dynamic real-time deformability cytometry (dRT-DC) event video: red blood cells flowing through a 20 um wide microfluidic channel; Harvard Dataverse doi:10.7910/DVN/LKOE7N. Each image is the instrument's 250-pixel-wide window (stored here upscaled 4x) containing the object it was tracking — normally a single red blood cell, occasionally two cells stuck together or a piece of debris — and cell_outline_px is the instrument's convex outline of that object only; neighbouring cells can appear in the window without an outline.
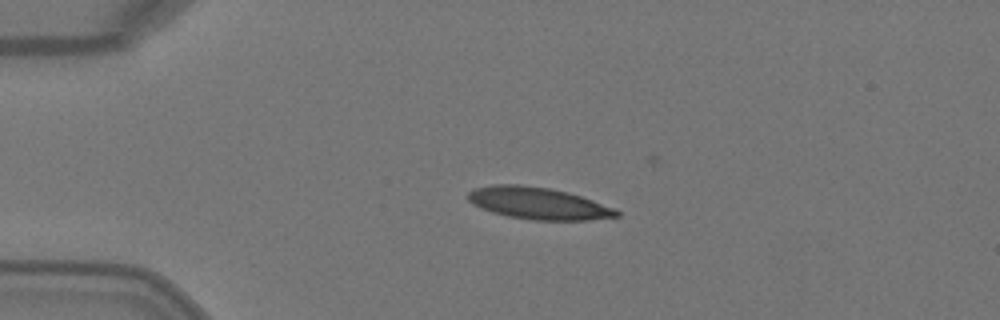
{"species": "Egyptian fruit bat (a non-hibernating species)", "species_latin": "Rousettus aegyptiacus", "temperature_condition": "warm", "stored_images_in_passage": 3, "camera_frame_rate_fps": 3000, "um_per_image_px": 0.085, "animal": {"sex": "female"}, "frame": {"image": 1, "passage_image": 1, "time_ms": 0.0, "image_size_px": [1000, 320], "cell_outline_px": [[620, 216], [588, 220], [532, 220], [508, 216], [492, 212], [472, 204], [468, 200], [468, 192], [472, 188], [492, 184], [520, 184], [552, 188], [568, 192], [616, 208], [620, 212]], "centroid_in_image_um": [45.74, 17.27], "position_along_channel_um": 39.3, "area_um2": 27.86}}
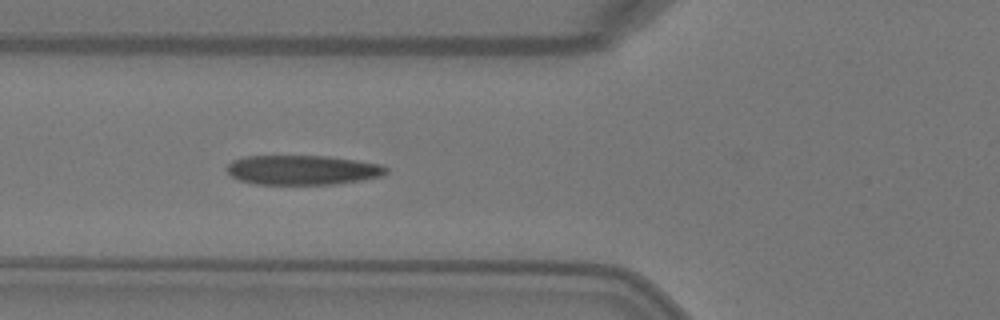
{"frame": {"image": 2, "passage_image": 3, "time_ms": 0.667, "image_size_px": [1000, 320], "cell_outline_px": [[388, 172], [384, 176], [336, 184], [256, 184], [240, 180], [232, 176], [224, 168], [232, 160], [244, 156], [328, 156], [356, 160], [380, 164], [388, 168]], "centroid_in_image_um": [25.72, 14.44], "position_along_channel_um": 100.1, "area_um2": 27.57}}